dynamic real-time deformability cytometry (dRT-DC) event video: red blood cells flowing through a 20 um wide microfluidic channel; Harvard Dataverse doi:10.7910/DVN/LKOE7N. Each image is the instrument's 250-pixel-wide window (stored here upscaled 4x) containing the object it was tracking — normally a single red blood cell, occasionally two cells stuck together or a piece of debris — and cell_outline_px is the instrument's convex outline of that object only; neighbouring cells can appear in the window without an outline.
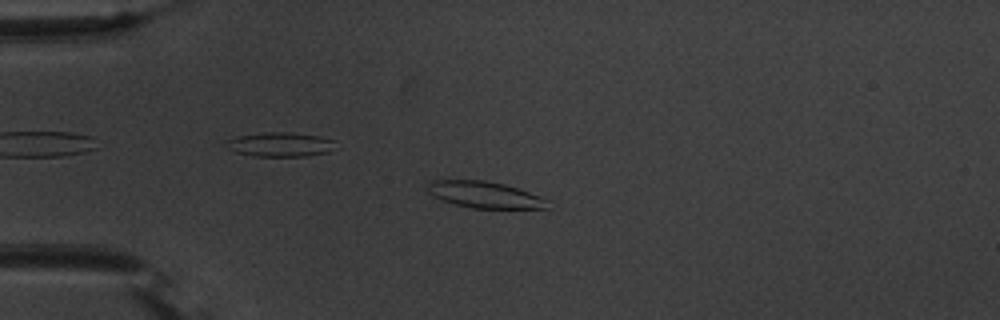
{"species": "common noctule bat (a hibernating species)", "species_latin": "Nyctalus noctula", "temperature_condition": "warm", "stored_images_in_passage": 55, "camera_frame_rate_fps": 3000, "um_per_image_px": 0.085, "animal": {"sex": "male", "body_mass_g": 20.1, "forearm_length_mm": 53.5}, "frame": {"image": 1, "passage_image": 14, "time_ms": 4.333, "image_size_px": [1000, 320], "cell_outline_px": [[552, 200], [548, 208], [472, 208], [440, 200], [428, 192], [428, 184], [432, 180], [484, 180], [504, 184]], "centroid_in_image_um": [41.23, 16.55], "position_along_channel_um": 43.8, "area_um2": 18.5}}
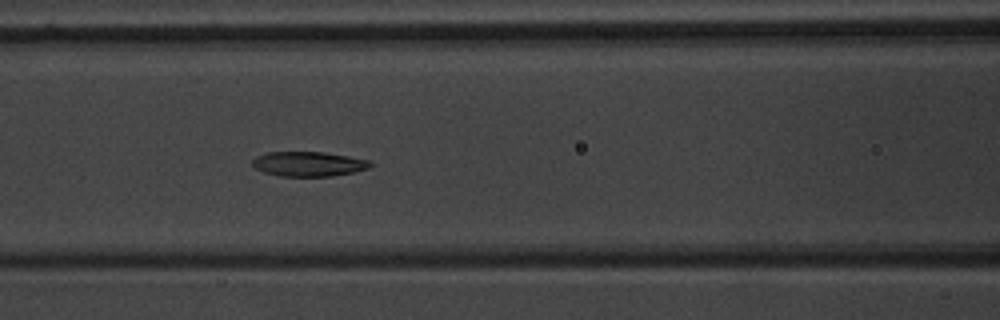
{"frame": {"image": 2, "passage_image": 24, "time_ms": 7.667, "image_size_px": [1000, 320], "cell_outline_px": [[372, 164], [368, 168], [352, 172], [332, 176], [280, 176], [264, 172], [256, 168], [252, 164], [252, 160], [256, 156], [268, 152], [324, 152], [348, 156], [368, 160]], "centroid_in_image_um": [26.2, 13.93], "position_along_channel_um": 140.4, "area_um2": 16.82}}
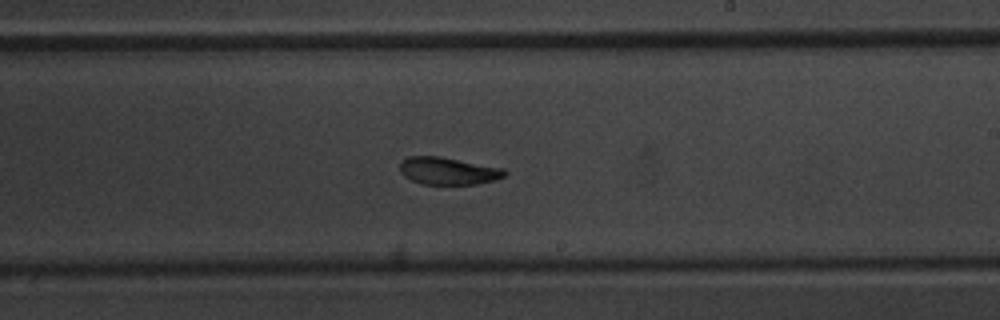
{"frame": {"image": 3, "passage_image": 33, "time_ms": 10.667, "image_size_px": [1000, 320], "cell_outline_px": [[508, 172], [504, 176], [496, 180], [476, 184], [420, 184], [404, 176], [400, 172], [400, 160], [408, 156], [440, 156], [504, 168]], "centroid_in_image_um": [38.08, 14.52], "position_along_channel_um": 250.9, "area_um2": 16.88}, "authors_computed_cell_mechanics": {"area_um2": 18.3226, "velocity_mm_per_s": 3.6904, "shape_relaxation_time_tau1_ms": 4.3559, "shape_relaxation_time_tau2_ms": 3.7881, "deformation_change_tau1": 0.1355, "deformation_change_tau2": 0.0977}}